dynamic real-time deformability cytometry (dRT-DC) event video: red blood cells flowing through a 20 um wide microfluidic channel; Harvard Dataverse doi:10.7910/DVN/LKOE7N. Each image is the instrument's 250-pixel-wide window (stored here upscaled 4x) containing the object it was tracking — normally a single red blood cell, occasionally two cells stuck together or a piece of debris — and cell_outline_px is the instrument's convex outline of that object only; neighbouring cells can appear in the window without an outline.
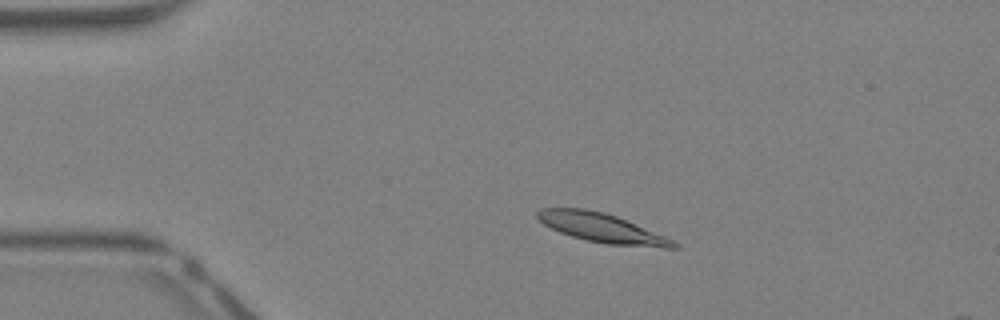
{"species": "Egyptian fruit bat (a non-hibernating species)", "species_latin": "Rousettus aegyptiacus", "temperature_condition": "warm", "stored_images_in_passage": 12, "camera_frame_rate_fps": 3000, "um_per_image_px": 0.085, "animal": {"sex": "female"}, "frame": {"image": 1, "passage_image": 7, "time_ms": 2.0, "image_size_px": [1000, 320], "cell_outline_px": [[680, 248], [664, 248], [608, 244], [584, 240], [560, 232], [544, 224], [536, 216], [536, 212], [540, 208], [584, 208], [604, 212], [616, 216], [664, 236], [680, 244]], "centroid_in_image_um": [51.15, 19.38], "position_along_channel_um": 33.8, "area_um2": 22.95}}